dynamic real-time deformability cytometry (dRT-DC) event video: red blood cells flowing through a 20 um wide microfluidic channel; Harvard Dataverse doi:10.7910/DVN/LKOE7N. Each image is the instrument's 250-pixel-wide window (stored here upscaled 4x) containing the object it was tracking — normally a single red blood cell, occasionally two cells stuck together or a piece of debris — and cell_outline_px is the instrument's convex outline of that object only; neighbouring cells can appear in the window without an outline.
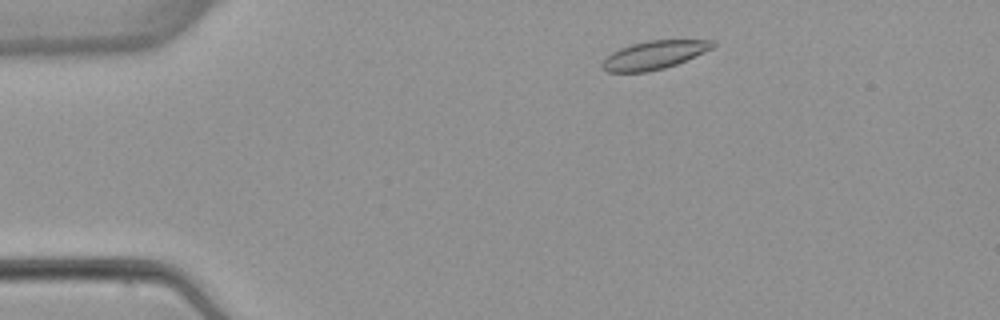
{"species": "common noctule bat (a hibernating species)", "species_latin": "Nyctalus noctula", "temperature_condition": "warm", "stored_images_in_passage": 6, "camera_frame_rate_fps": 3000, "um_per_image_px": 0.085, "animal": {"sex": "female", "body_mass_g": 22.7, "forearm_length_mm": 54.2}, "frame": {"image": 1, "passage_image": 1, "time_ms": 0.0, "image_size_px": [1000, 320], "cell_outline_px": [[716, 44], [712, 48], [704, 52], [676, 64], [664, 68], [648, 72], [608, 72], [600, 64], [612, 52], [620, 48], [632, 44], [648, 40], [716, 40]], "centroid_in_image_um": [55.61, 4.67], "position_along_channel_um": 29.4, "area_um2": 18.09}}
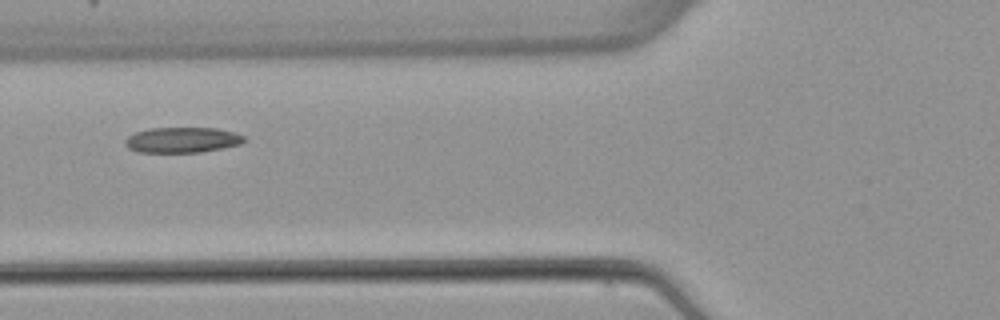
{"frame": {"image": 2, "passage_image": 4, "time_ms": 3.667, "image_size_px": [1000, 320], "cell_outline_px": [[248, 140], [240, 144], [200, 152], [136, 152], [128, 148], [124, 144], [124, 140], [128, 136], [136, 132], [148, 128], [216, 128], [236, 132], [244, 136]], "centroid_in_image_um": [15.48, 11.89], "position_along_channel_um": 110.3, "area_um2": 17.74}}
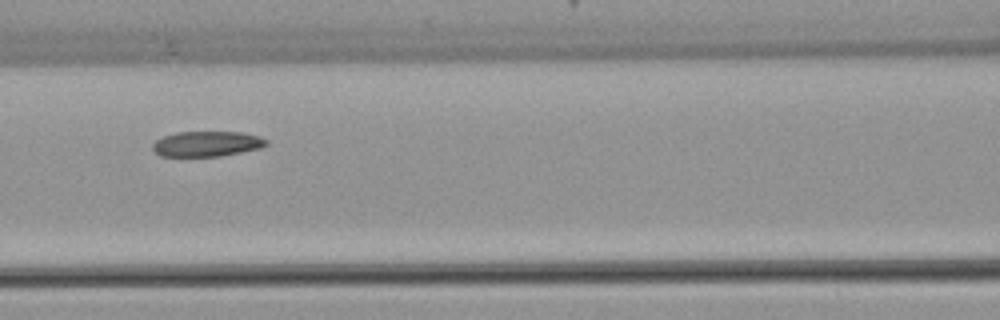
{"frame": {"image": 3, "passage_image": 5, "time_ms": 4.667, "image_size_px": [1000, 320], "cell_outline_px": [[268, 144], [260, 148], [220, 156], [160, 156], [152, 148], [152, 144], [156, 140], [164, 136], [176, 132], [240, 132], [260, 136], [268, 140]], "centroid_in_image_um": [17.59, 12.22], "position_along_channel_um": 149.0, "area_um2": 16.7}}